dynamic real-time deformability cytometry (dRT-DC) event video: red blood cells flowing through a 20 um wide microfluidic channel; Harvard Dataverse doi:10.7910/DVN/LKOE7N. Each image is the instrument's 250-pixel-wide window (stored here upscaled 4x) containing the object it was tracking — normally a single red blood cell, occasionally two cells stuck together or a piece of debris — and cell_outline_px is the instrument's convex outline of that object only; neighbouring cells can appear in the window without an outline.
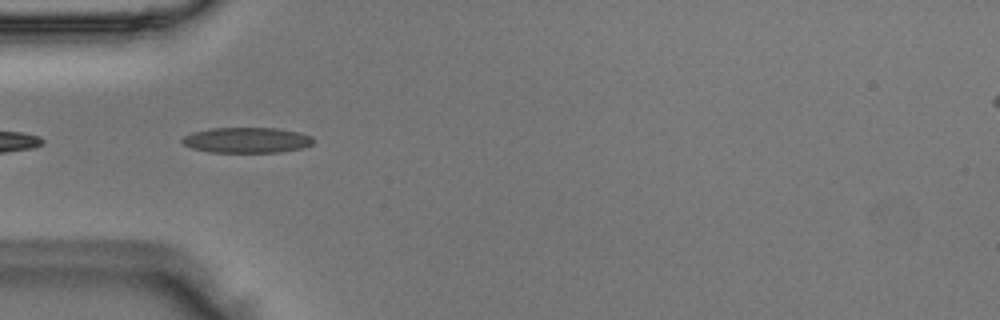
{"species": "Egyptian fruit bat (a non-hibernating species)", "species_latin": "Rousettus aegyptiacus", "temperature_condition": "room temperature", "stored_images_in_passage": 36, "camera_frame_rate_fps": 3000, "um_per_image_px": 0.085, "animal": {"sex": "male"}, "frame": {"image": 1, "passage_image": 2, "time_ms": 0.333, "image_size_px": [1000, 320], "cell_outline_px": [[316, 140], [312, 144], [304, 148], [280, 152], [212, 152], [192, 148], [184, 144], [180, 140], [184, 136], [192, 132], [208, 128], [276, 128], [300, 132], [312, 136]], "centroid_in_image_um": [21.01, 11.9], "position_along_channel_um": 64.0, "area_um2": 19.65}}
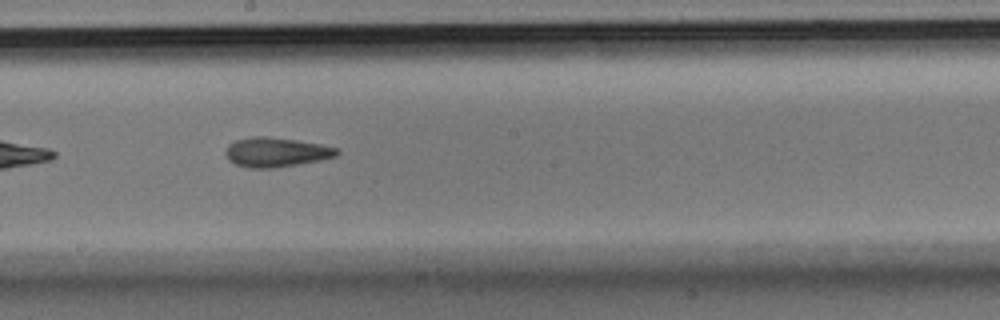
{"frame": {"image": 2, "passage_image": 14, "time_ms": 4.333, "image_size_px": [1000, 320], "cell_outline_px": [[340, 152], [336, 156], [320, 160], [272, 168], [248, 168], [236, 164], [228, 160], [224, 152], [228, 144], [236, 140], [252, 136], [264, 136], [296, 140], [320, 144], [340, 148]], "centroid_in_image_um": [23.45, 12.93], "position_along_channel_um": 224.7, "area_um2": 19.13}}
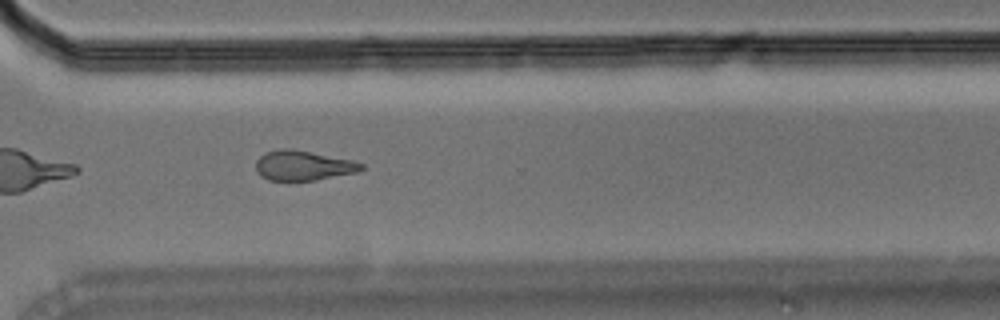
{"frame": {"image": 3, "passage_image": 23, "time_ms": 7.333, "image_size_px": [1000, 320], "cell_outline_px": [[364, 168], [356, 172], [316, 180], [268, 180], [260, 176], [256, 172], [256, 160], [264, 152], [280, 148], [292, 148], [356, 160], [364, 164]], "centroid_in_image_um": [25.76, 14.05], "position_along_channel_um": 344.8, "area_um2": 18.67}}